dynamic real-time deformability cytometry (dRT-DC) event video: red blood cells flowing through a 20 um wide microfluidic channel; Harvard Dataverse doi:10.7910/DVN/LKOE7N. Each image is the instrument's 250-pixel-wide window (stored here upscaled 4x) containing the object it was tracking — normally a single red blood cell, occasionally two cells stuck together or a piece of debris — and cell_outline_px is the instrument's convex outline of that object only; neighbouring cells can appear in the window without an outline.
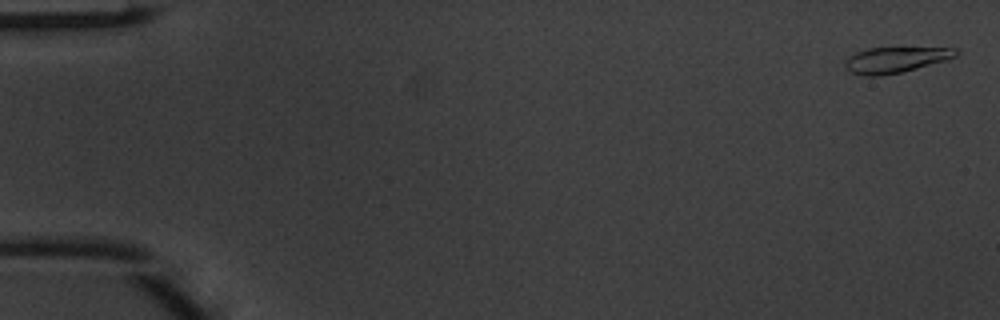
{"species": "common noctule bat (a hibernating species)", "species_latin": "Nyctalus noctula", "temperature_condition": "warm", "stored_images_in_passage": 50, "camera_frame_rate_fps": 3000, "um_per_image_px": 0.085, "animal": {"sex": "male", "body_mass_g": 20.1, "forearm_length_mm": 53.5}, "frame": {"image": 1, "passage_image": 2, "time_ms": 0.333, "image_size_px": [1000, 320], "cell_outline_px": [[956, 56], [944, 60], [916, 68], [900, 72], [880, 76], [868, 76], [848, 72], [844, 68], [844, 60], [848, 56], [856, 52], [868, 48], [956, 48]], "centroid_in_image_um": [76.0, 5.09], "position_along_channel_um": 9.0, "area_um2": 16.42}}
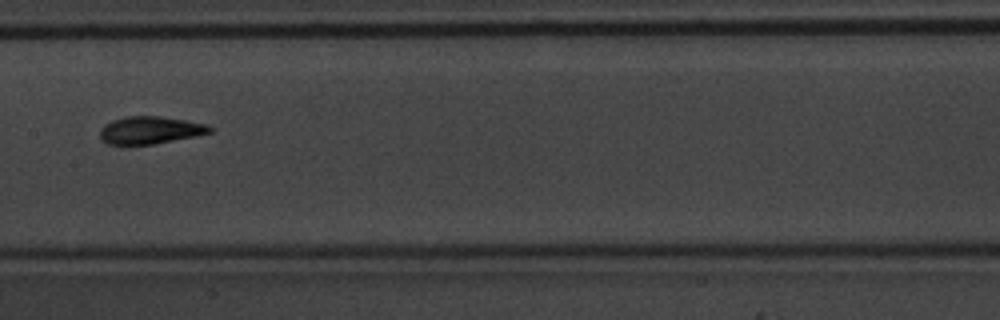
{"frame": {"image": 2, "passage_image": 26, "time_ms": 8.333, "image_size_px": [1000, 320], "cell_outline_px": [[212, 132], [196, 136], [152, 144], [108, 144], [100, 136], [100, 128], [104, 124], [112, 120], [124, 116], [160, 116], [208, 124], [212, 128]], "centroid_in_image_um": [12.76, 11.05], "position_along_channel_um": 194.6, "area_um2": 17.51}}
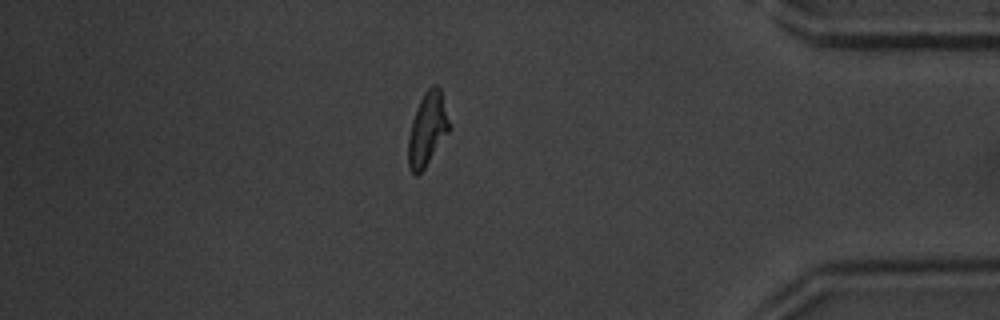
{"frame": {"image": 3, "passage_image": 43, "time_ms": 14.0, "image_size_px": [1000, 320], "cell_outline_px": [[448, 132], [424, 168], [416, 176], [408, 168], [408, 136], [412, 120], [416, 108], [424, 92], [432, 84], [436, 84], [440, 88], [448, 120]], "centroid_in_image_um": [36.28, 10.97], "position_along_channel_um": 398.9, "area_um2": 17.11}, "authors_computed_cell_mechanics": {"area_um2": 17.1088, "velocity_mm_per_s": 4.1657, "shape_relaxation_time_tau1_ms": 2.969, "shape_relaxation_time_tau2_ms": 1.5053, "deformation_change_tau1": 0.147, "deformation_change_tau2": 0.0863}}